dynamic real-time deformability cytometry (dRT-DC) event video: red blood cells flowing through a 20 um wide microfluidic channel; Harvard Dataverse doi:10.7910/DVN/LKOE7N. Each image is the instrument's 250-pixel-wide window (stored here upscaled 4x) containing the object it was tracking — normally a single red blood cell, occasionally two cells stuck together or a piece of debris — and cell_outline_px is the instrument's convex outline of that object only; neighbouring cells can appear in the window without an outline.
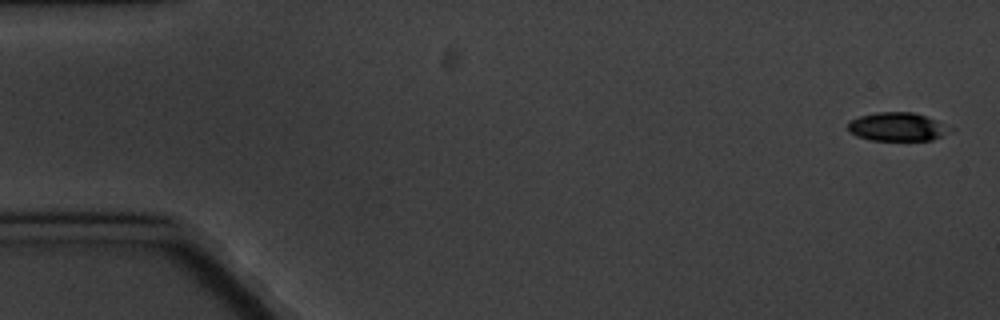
{"species": "common noctule bat (a hibernating species)", "species_latin": "Nyctalus noctula", "temperature_condition": "cold", "stored_images_in_passage": 5, "camera_frame_rate_fps": 3000, "um_per_image_px": 0.085, "animal": {"sex": "male", "body_mass_g": 20.1, "forearm_length_mm": 53.5}, "frame": {"image": 1, "passage_image": 1, "time_ms": 0.0, "image_size_px": [1000, 320], "cell_outline_px": [[944, 132], [940, 136], [932, 140], [872, 140], [856, 136], [848, 132], [848, 120], [860, 116], [876, 112], [912, 112], [936, 120], [944, 128]], "centroid_in_image_um": [76.09, 10.77], "position_along_channel_um": 8.9, "area_um2": 16.42}}
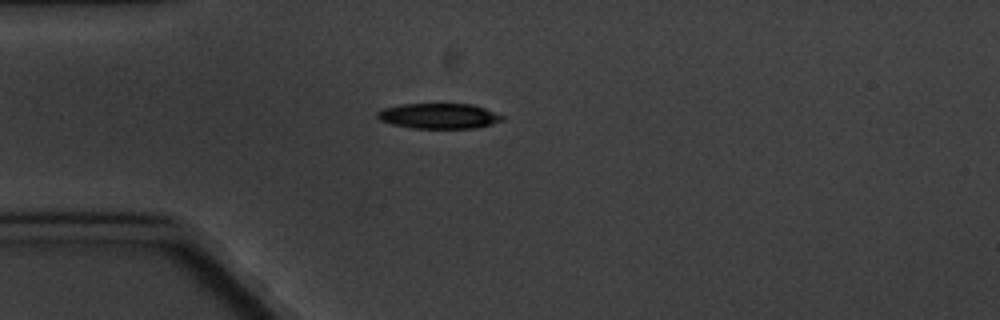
{"frame": {"image": 2, "passage_image": 5, "time_ms": 4.667, "image_size_px": [1000, 320], "cell_outline_px": [[504, 120], [492, 124], [476, 128], [412, 128], [392, 124], [380, 120], [376, 116], [376, 112], [384, 108], [404, 104], [472, 104], [484, 108], [504, 116]], "centroid_in_image_um": [37.31, 9.86], "position_along_channel_um": 47.7, "area_um2": 18.38}}